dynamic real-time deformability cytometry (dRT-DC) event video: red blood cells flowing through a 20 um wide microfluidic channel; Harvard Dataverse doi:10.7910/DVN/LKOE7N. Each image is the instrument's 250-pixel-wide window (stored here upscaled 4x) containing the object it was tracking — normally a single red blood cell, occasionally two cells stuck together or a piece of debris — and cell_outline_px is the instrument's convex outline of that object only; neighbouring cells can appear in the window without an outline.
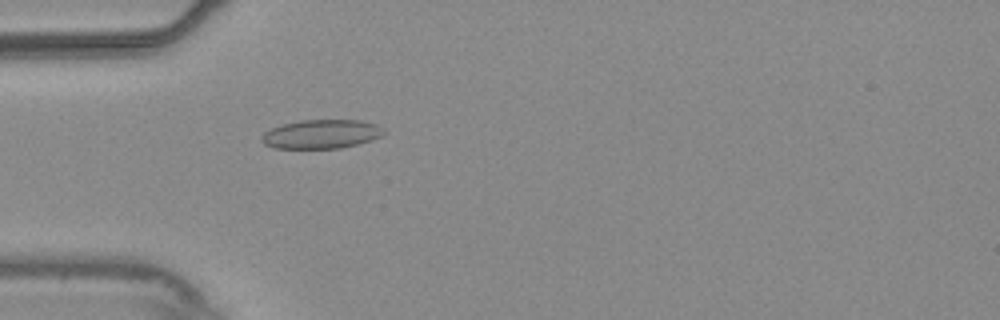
{"species": "common noctule bat (a hibernating species)", "species_latin": "Nyctalus noctula", "temperature_condition": "warm", "stored_images_in_passage": 36, "camera_frame_rate_fps": 3000, "um_per_image_px": 0.085, "animal": {"sex": "male", "body_mass_g": 20.4}, "frame": {"image": 1, "passage_image": 1, "time_ms": 0.0, "image_size_px": [1000, 320], "cell_outline_px": [[384, 132], [380, 136], [372, 140], [340, 148], [272, 148], [264, 144], [260, 140], [260, 136], [264, 132], [272, 128], [284, 124], [300, 120], [360, 120], [376, 124], [384, 128]], "centroid_in_image_um": [27.29, 11.4], "position_along_channel_um": 57.7, "area_um2": 20.58}}
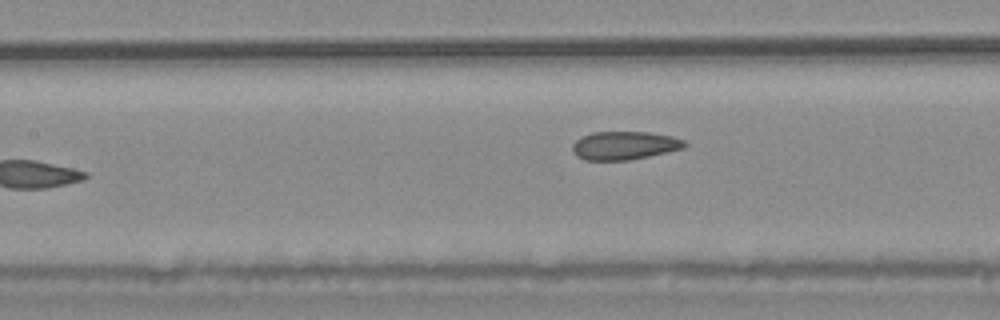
{"frame": {"image": 2, "passage_image": 9, "time_ms": 2.667, "image_size_px": [1000, 320], "cell_outline_px": [[688, 144], [684, 148], [668, 152], [628, 160], [584, 160], [576, 156], [572, 148], [572, 144], [576, 140], [592, 132], [648, 132], [672, 136], [684, 140]], "centroid_in_image_um": [53.09, 12.37], "position_along_channel_um": 154.3, "area_um2": 18.5}}
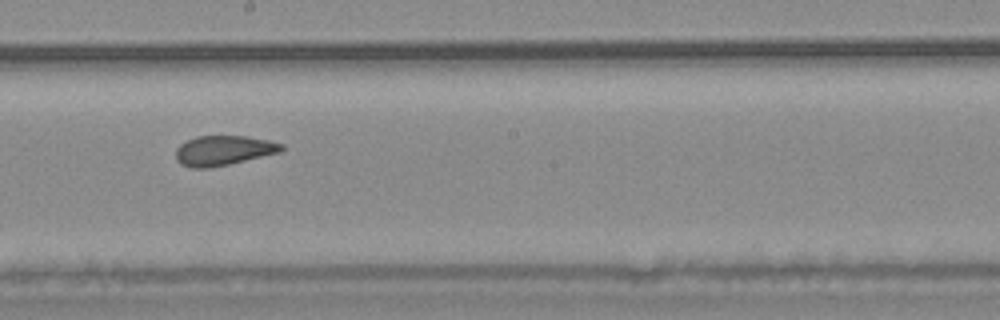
{"frame": {"image": 3, "passage_image": 15, "time_ms": 4.667, "image_size_px": [1000, 320], "cell_outline_px": [[284, 148], [280, 152], [228, 164], [208, 168], [192, 168], [180, 164], [176, 160], [176, 148], [180, 144], [196, 136], [248, 136], [268, 140], [284, 144]], "centroid_in_image_um": [18.98, 12.78], "position_along_channel_um": 229.2, "area_um2": 18.32}, "authors_computed_cell_mechanics": {"area_um2": 18.6983, "velocity_mm_per_s": 3.7496, "shape_relaxation_time_tau1_ms": null, "shape_relaxation_time_tau2_ms": 1.1664, "deformation_change_tau1": null, "deformation_change_tau2": 0.0603}}